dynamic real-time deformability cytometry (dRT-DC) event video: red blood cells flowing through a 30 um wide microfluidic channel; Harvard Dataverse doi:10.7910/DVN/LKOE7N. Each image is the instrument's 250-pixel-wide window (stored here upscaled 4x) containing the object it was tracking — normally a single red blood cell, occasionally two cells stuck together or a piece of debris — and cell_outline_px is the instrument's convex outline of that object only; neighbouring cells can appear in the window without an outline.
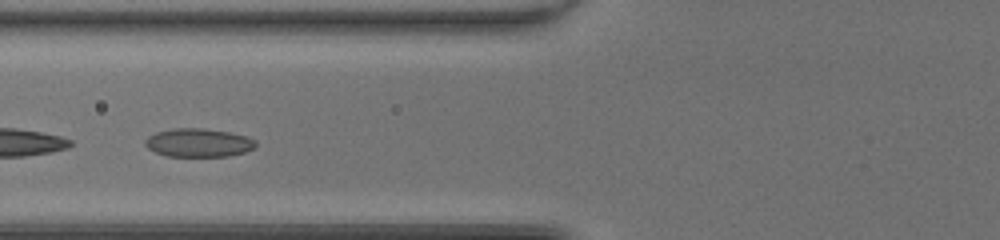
{"species": "common noctule bat (a hibernating species)", "species_latin": "Nyctalus noctula", "temperature_condition": "room temperature", "stored_images_in_passage": 40, "segment_of_instrument_passage": [2, 2], "camera_frame_rate_fps": 3000, "um_per_image_px": 0.085, "animal": {"sex": "female", "body_mass_g": 20.0, "forearm_length_mm": 54.0}, "frame": {"image": 1, "passage_image": 12, "time_ms": 3.667, "image_size_px": [1000, 240], "cell_outline_px": [[256, 144], [252, 148], [244, 152], [228, 156], [168, 156], [156, 152], [148, 148], [144, 144], [144, 140], [148, 136], [156, 132], [172, 128], [204, 128], [228, 132], [248, 136], [256, 140]], "centroid_in_image_um": [16.85, 12.12], "position_along_channel_um": 108.9, "area_um2": 18.32}}
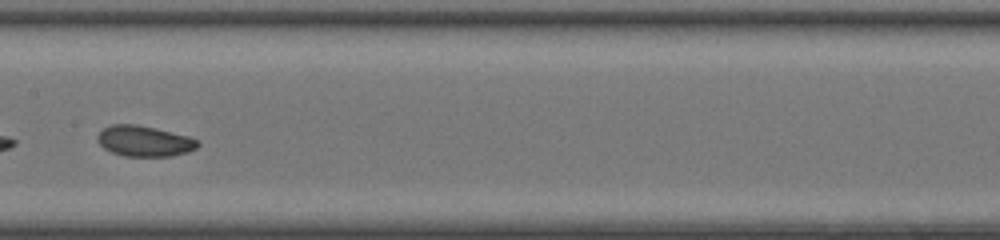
{"frame": {"image": 2, "passage_image": 18, "time_ms": 5.667, "image_size_px": [1000, 240], "cell_outline_px": [[200, 144], [196, 148], [188, 152], [172, 156], [124, 156], [112, 152], [104, 148], [96, 140], [96, 136], [104, 128], [112, 124], [136, 124], [156, 128], [188, 136], [200, 140]], "centroid_in_image_um": [12.28, 11.99], "position_along_channel_um": 195.1, "area_um2": 18.03}}
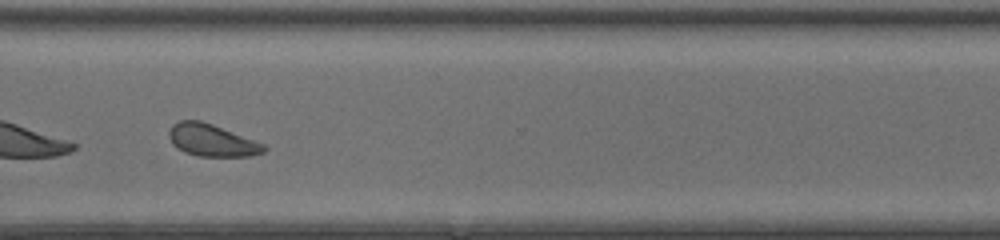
{"frame": {"image": 3, "passage_image": 29, "time_ms": 9.333, "image_size_px": [1000, 240], "cell_outline_px": [[268, 148], [264, 152], [252, 156], [200, 156], [184, 152], [176, 148], [172, 144], [168, 136], [168, 132], [172, 124], [180, 120], [200, 120], [212, 124], [264, 144]], "centroid_in_image_um": [17.97, 11.92], "position_along_channel_um": 352.6, "area_um2": 17.8}}